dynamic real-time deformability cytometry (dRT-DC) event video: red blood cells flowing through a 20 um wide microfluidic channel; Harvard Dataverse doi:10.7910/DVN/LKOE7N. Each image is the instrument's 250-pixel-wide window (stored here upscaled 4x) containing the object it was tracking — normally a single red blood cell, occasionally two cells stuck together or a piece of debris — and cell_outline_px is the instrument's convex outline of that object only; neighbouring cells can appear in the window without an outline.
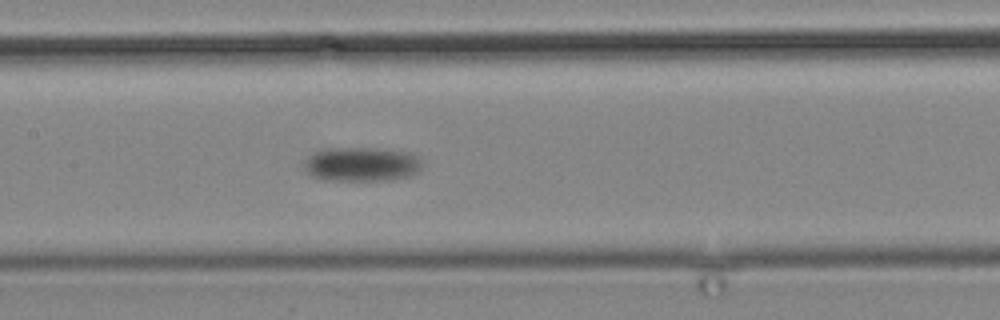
{"species": "common noctule bat (a hibernating species)", "species_latin": "Nyctalus noctula", "temperature_condition": "cold", "stored_images_in_passage": 15, "camera_frame_rate_fps": 3000, "um_per_image_px": 0.085, "animal": {"sex": "male", "body_mass_g": 19.2, "forearm_length_mm": 51.8}, "frame": {"image": 1, "passage_image": 15, "time_ms": 18.0, "image_size_px": [1000, 320], "cell_outline_px": [[420, 168], [416, 172], [408, 176], [388, 180], [324, 180], [312, 176], [304, 168], [304, 160], [308, 156], [316, 152], [328, 148], [376, 148], [412, 152], [420, 160]], "centroid_in_image_um": [30.71, 13.95], "position_along_channel_um": 176.7, "area_um2": 23.47}}